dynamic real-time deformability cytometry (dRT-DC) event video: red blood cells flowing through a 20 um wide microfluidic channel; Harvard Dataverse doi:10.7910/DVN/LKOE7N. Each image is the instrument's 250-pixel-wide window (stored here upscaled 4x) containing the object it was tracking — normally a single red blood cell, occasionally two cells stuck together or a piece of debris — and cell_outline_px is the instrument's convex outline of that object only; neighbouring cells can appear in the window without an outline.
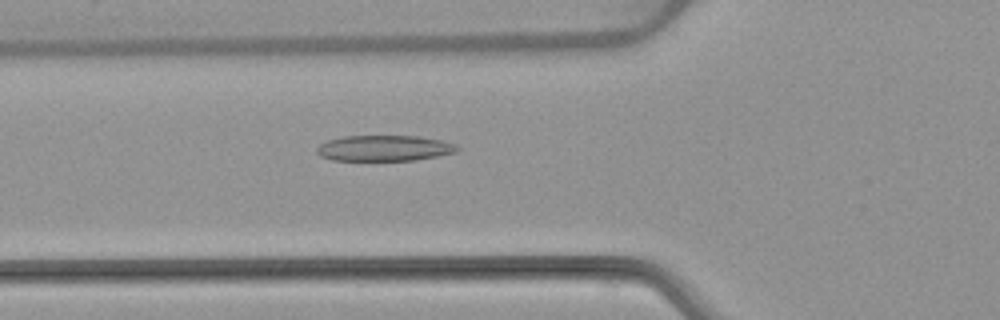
{"species": "common noctule bat (a hibernating species)", "species_latin": "Nyctalus noctula", "temperature_condition": "warm", "stored_images_in_passage": 38, "camera_frame_rate_fps": 3000, "um_per_image_px": 0.085, "animal": {"sex": "female", "body_mass_g": 22.7, "forearm_length_mm": 54.2}, "frame": {"image": 1, "passage_image": 4, "time_ms": 1.0, "image_size_px": [1000, 320], "cell_outline_px": [[460, 148], [456, 152], [436, 156], [412, 160], [332, 160], [320, 156], [316, 152], [316, 148], [320, 144], [328, 140], [344, 136], [420, 136], [440, 140], [456, 144]], "centroid_in_image_um": [32.65, 12.59], "position_along_channel_um": 93.2, "area_um2": 20.98}}
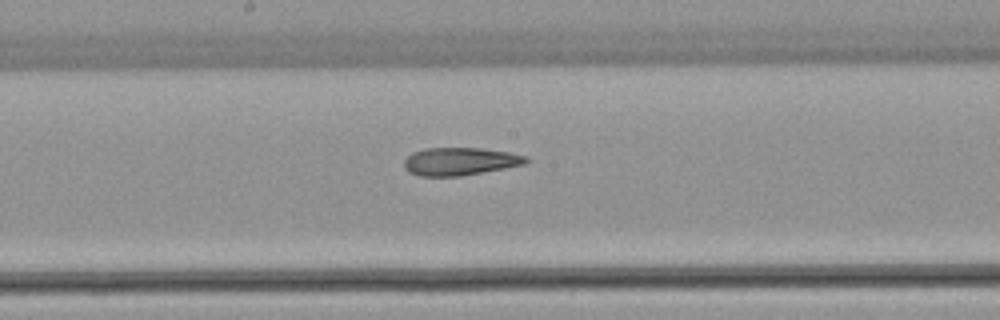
{"frame": {"image": 2, "passage_image": 13, "time_ms": 4.0, "image_size_px": [1000, 320], "cell_outline_px": [[532, 160], [524, 164], [504, 168], [460, 176], [420, 176], [408, 172], [404, 168], [404, 160], [412, 152], [424, 148], [480, 148], [508, 152], [528, 156]], "centroid_in_image_um": [39.09, 13.71], "position_along_channel_um": 209.1, "area_um2": 19.83}}
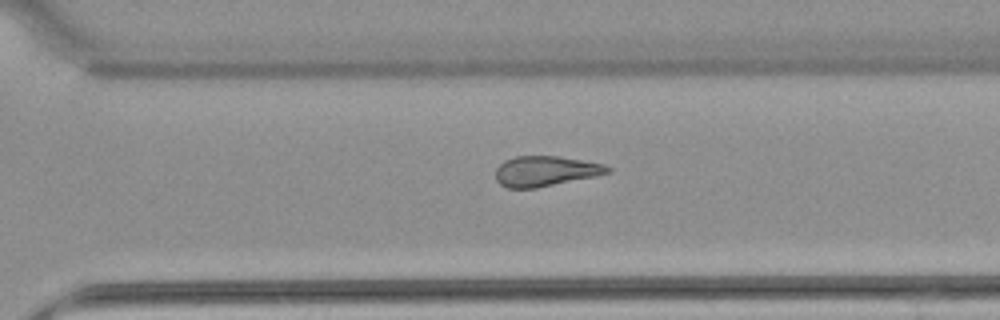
{"frame": {"image": 3, "passage_image": 22, "time_ms": 7.0, "image_size_px": [1000, 320], "cell_outline_px": [[612, 172], [596, 176], [536, 188], [508, 188], [500, 184], [496, 180], [496, 168], [504, 160], [516, 156], [560, 156], [604, 164], [612, 168]], "centroid_in_image_um": [46.38, 14.54], "position_along_channel_um": 324.2, "area_um2": 19.83}, "authors_computed_cell_mechanics": {"area_um2": 20.519, "velocity_mm_per_s": 3.8452, "shape_relaxation_time_tau1_ms": null, "shape_relaxation_time_tau2_ms": 5.0273, "deformation_change_tau1": null, "deformation_change_tau2": 0.141}}